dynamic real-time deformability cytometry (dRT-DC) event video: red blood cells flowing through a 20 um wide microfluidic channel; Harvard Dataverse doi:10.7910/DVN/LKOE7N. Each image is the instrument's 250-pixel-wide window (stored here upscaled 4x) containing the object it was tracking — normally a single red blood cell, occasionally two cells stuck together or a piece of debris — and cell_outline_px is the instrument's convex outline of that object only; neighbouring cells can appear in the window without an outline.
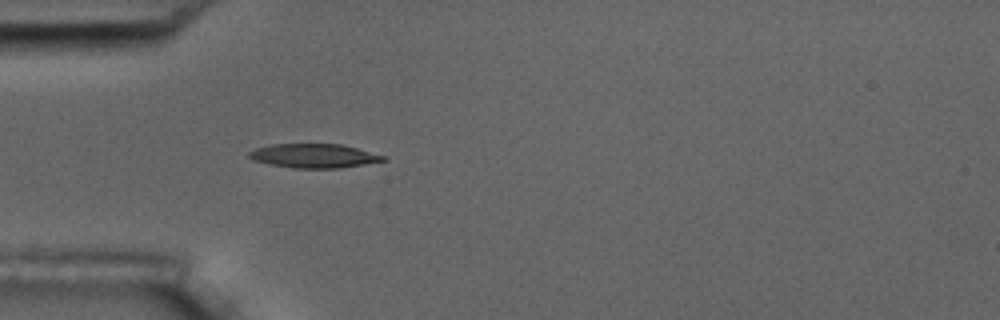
{"species": "common noctule bat (a hibernating species)", "species_latin": "Nyctalus noctula", "temperature_condition": "room temperature", "stored_images_in_passage": 4, "camera_frame_rate_fps": 3000, "um_per_image_px": 0.085, "animal": {"sex": "male", "body_mass_g": 17.5, "forearm_length_mm": 52.3}, "frame": {"image": 1, "passage_image": 4, "time_ms": 3.333, "image_size_px": [1000, 320], "cell_outline_px": [[388, 160], [340, 168], [296, 168], [268, 164], [252, 160], [248, 156], [248, 152], [256, 148], [272, 144], [340, 144], [356, 148], [384, 156]], "centroid_in_image_um": [26.64, 13.25], "position_along_channel_um": 58.4, "area_um2": 18.67}}